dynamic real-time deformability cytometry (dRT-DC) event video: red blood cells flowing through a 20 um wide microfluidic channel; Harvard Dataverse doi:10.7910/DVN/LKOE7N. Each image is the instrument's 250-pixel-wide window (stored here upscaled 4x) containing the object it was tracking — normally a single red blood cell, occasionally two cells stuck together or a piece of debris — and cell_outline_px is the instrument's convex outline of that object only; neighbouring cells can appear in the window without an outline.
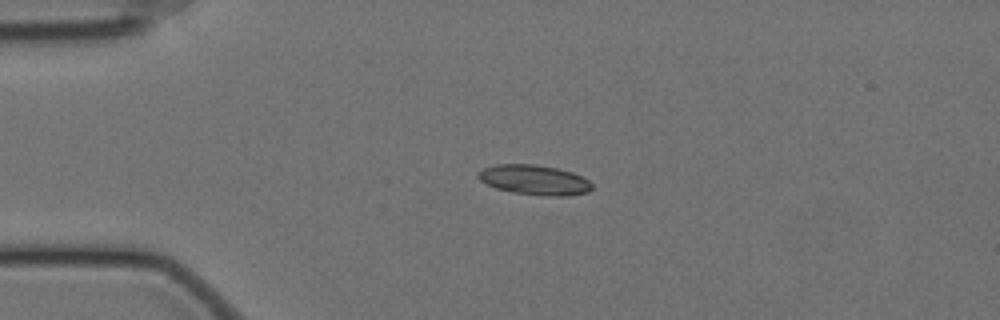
{"species": "Egyptian fruit bat (a non-hibernating species)", "species_latin": "Rousettus aegyptiacus", "temperature_condition": "cold", "stored_images_in_passage": 46, "camera_frame_rate_fps": 3000, "um_per_image_px": 0.085, "animal": {"sex": "female"}, "frame": {"image": 1, "passage_image": 1, "time_ms": 0.0, "image_size_px": [1000, 320], "cell_outline_px": [[592, 188], [588, 192], [568, 196], [544, 196], [512, 192], [496, 188], [480, 180], [476, 176], [476, 172], [484, 168], [496, 164], [536, 164], [556, 168], [572, 172], [588, 180], [592, 184]], "centroid_in_image_um": [45.41, 15.29], "position_along_channel_um": 39.6, "area_um2": 19.88}}
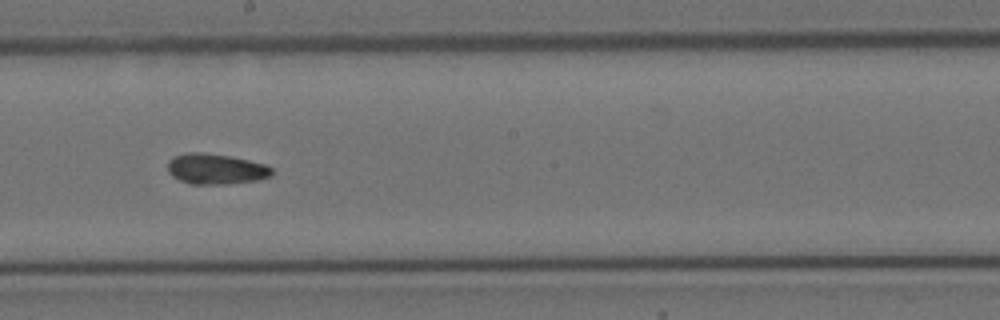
{"frame": {"image": 2, "passage_image": 20, "time_ms": 6.333, "image_size_px": [1000, 320], "cell_outline_px": [[276, 172], [272, 176], [256, 180], [228, 184], [188, 184], [172, 176], [168, 172], [168, 160], [172, 156], [188, 152], [200, 152], [228, 156], [248, 160], [264, 164], [272, 168]], "centroid_in_image_um": [18.33, 14.37], "position_along_channel_um": 229.9, "area_um2": 18.67}}
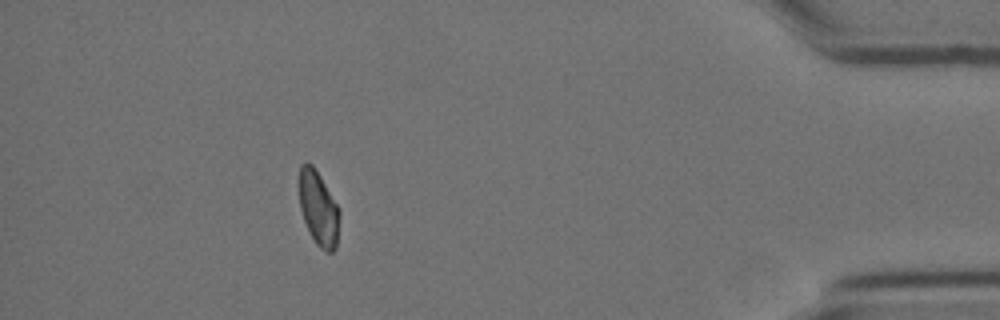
{"frame": {"image": 3, "passage_image": 40, "time_ms": 13.0, "image_size_px": [1000, 320], "cell_outline_px": [[340, 216], [336, 248], [332, 252], [328, 252], [320, 248], [316, 244], [304, 220], [300, 208], [296, 184], [300, 164], [312, 164], [320, 176], [336, 204], [340, 212]], "centroid_in_image_um": [27.03, 17.68], "position_along_channel_um": 408.2, "area_um2": 17.69}, "authors_computed_cell_mechanics": {"area_um2": 18.207, "velocity_mm_per_s": 3.4592, "shape_relaxation_time_tau1_ms": null, "shape_relaxation_time_tau2_ms": 3.8142, "deformation_change_tau1": null, "deformation_change_tau2": 0.0845}}